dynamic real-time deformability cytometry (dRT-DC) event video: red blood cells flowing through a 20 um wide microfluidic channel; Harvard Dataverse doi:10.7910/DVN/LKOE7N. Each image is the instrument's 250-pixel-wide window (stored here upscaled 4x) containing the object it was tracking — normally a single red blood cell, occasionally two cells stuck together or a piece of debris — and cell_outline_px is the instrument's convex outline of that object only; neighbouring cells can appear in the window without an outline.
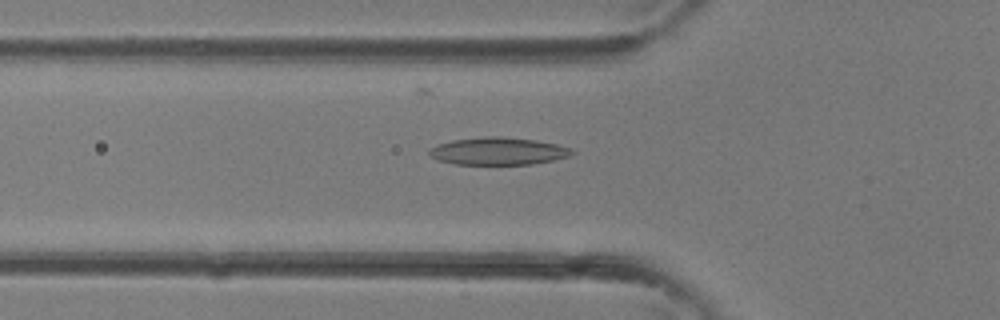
{"species": "common noctule bat (a hibernating species)", "species_latin": "Nyctalus noctula", "temperature_condition": "room temperature", "stored_images_in_passage": 36, "camera_frame_rate_fps": 3000, "um_per_image_px": 0.085, "animal": {"sex": "female"}, "frame": {"image": 1, "passage_image": 13, "time_ms": 4.0, "image_size_px": [1000, 320], "cell_outline_px": [[576, 152], [572, 156], [532, 164], [456, 164], [436, 160], [428, 152], [428, 148], [436, 144], [452, 140], [484, 136], [500, 136], [536, 140], [556, 144], [572, 148]], "centroid_in_image_um": [42.34, 12.84], "position_along_channel_um": 83.5, "area_um2": 23.06}}
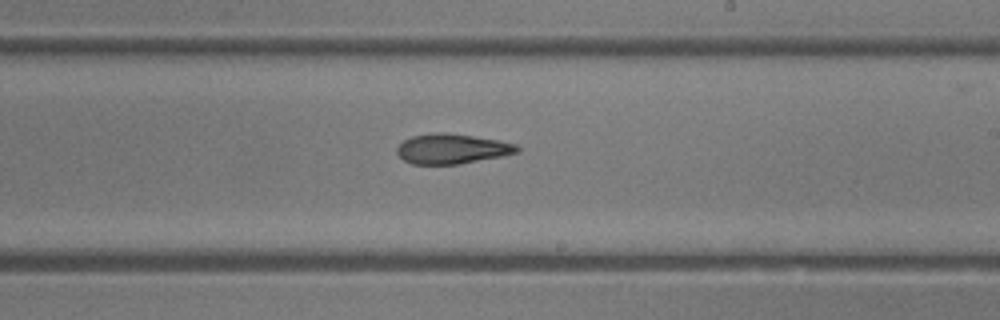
{"frame": {"image": 2, "passage_image": 22, "time_ms": 7.0, "image_size_px": [1000, 320], "cell_outline_px": [[520, 152], [460, 164], [412, 164], [404, 160], [396, 152], [396, 148], [404, 140], [412, 136], [432, 132], [444, 132], [500, 140], [516, 144], [520, 148]], "centroid_in_image_um": [38.41, 12.64], "position_along_channel_um": 250.6, "area_um2": 20.98}}
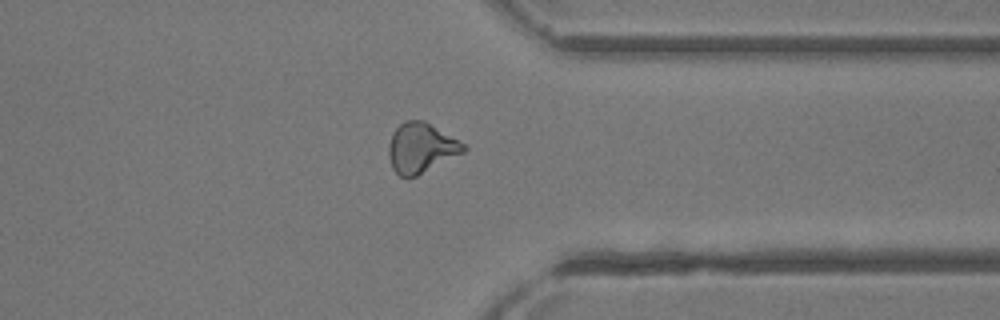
{"frame": {"image": 3, "passage_image": 29, "time_ms": 9.333, "image_size_px": [1000, 320], "cell_outline_px": [[468, 148], [464, 152], [408, 180], [400, 176], [392, 168], [388, 156], [388, 144], [392, 132], [404, 120], [424, 120], [464, 144]], "centroid_in_image_um": [35.74, 12.58], "position_along_channel_um": 375.7, "area_um2": 21.79}}